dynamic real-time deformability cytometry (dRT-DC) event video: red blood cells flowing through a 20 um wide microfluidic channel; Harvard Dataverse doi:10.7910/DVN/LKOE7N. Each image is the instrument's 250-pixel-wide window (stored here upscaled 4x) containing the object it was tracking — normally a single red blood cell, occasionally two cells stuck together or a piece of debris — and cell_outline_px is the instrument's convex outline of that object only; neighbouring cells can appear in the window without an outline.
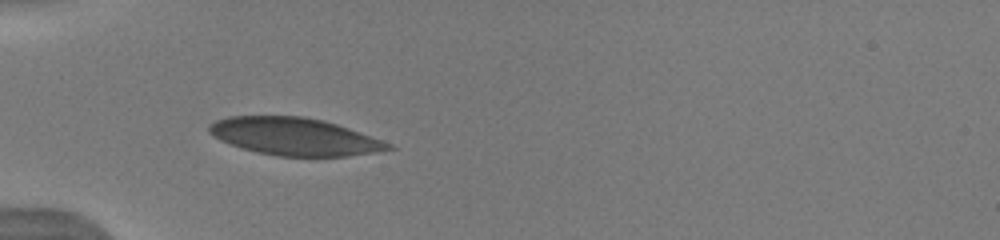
{"species": "human", "species_latin": "Homo sapiens", "temperature_condition": "warm", "stored_images_in_passage": 36, "camera_frame_rate_fps": 3000, "um_per_image_px": 0.085, "donor": {"sex": "male"}, "frame": {"image": 1, "passage_image": 1, "time_ms": 0.0, "image_size_px": [1000, 240], "cell_outline_px": [[396, 148], [380, 152], [348, 156], [280, 156], [260, 152], [244, 148], [220, 140], [208, 132], [208, 124], [216, 120], [228, 116], [304, 116], [324, 120], [348, 128], [392, 144]], "centroid_in_image_um": [25.05, 11.6], "position_along_channel_um": 59.9, "area_um2": 38.96}, "authors_computed_cell_mechanics": {"area_um2": 38.6682, "velocity_mm_per_s": 3.9322, "shape_relaxation_time_tau1_ms": 3.6584, "shape_relaxation_time_tau2_ms": null, "deformation_change_tau1": 0.1579, "deformation_change_tau2": null}}